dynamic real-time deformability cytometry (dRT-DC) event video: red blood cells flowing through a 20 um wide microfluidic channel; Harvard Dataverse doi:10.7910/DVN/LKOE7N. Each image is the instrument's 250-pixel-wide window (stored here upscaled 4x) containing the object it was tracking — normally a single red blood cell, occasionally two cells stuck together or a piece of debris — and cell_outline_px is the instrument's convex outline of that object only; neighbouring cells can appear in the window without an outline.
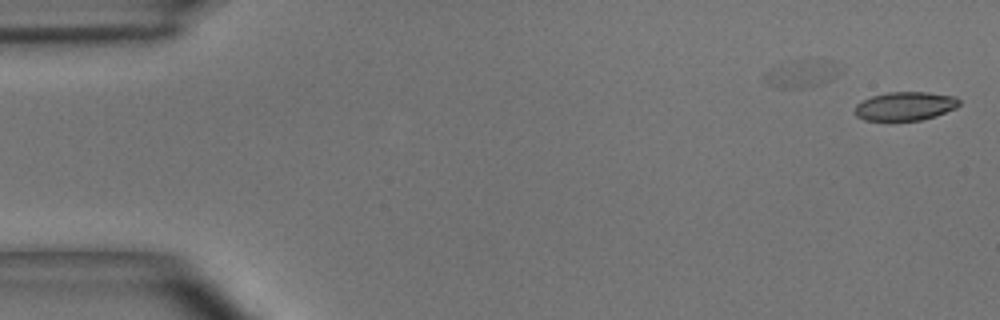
{"species": "common noctule bat (a hibernating species)", "species_latin": "Nyctalus noctula", "temperature_condition": "room temperature", "stored_images_in_passage": 15, "camera_frame_rate_fps": 3000, "um_per_image_px": 0.085, "animal": {"sex": "male", "body_mass_g": 15.6}, "frame": {"image": 1, "passage_image": 1, "time_ms": 0.0, "image_size_px": [1000, 320], "cell_outline_px": [[960, 104], [956, 108], [936, 116], [920, 120], [864, 120], [856, 116], [856, 104], [872, 96], [888, 92], [928, 92], [956, 96], [960, 100]], "centroid_in_image_um": [76.98, 9.01], "position_along_channel_um": 8.0, "area_um2": 17.4}}
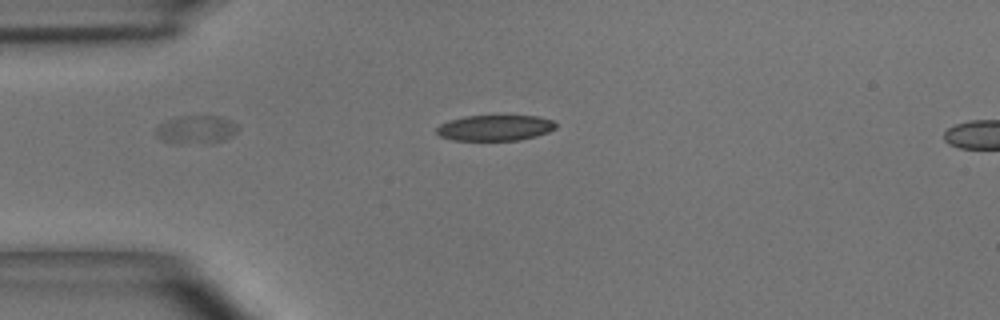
{"frame": {"image": 2, "passage_image": 13, "time_ms": 4.0, "image_size_px": [1000, 320], "cell_outline_px": [[556, 128], [548, 132], [536, 136], [520, 140], [452, 140], [440, 136], [436, 132], [436, 128], [440, 124], [448, 120], [464, 116], [536, 116], [552, 120], [556, 124]], "centroid_in_image_um": [42.05, 10.87], "position_along_channel_um": 42.9, "area_um2": 17.86}}